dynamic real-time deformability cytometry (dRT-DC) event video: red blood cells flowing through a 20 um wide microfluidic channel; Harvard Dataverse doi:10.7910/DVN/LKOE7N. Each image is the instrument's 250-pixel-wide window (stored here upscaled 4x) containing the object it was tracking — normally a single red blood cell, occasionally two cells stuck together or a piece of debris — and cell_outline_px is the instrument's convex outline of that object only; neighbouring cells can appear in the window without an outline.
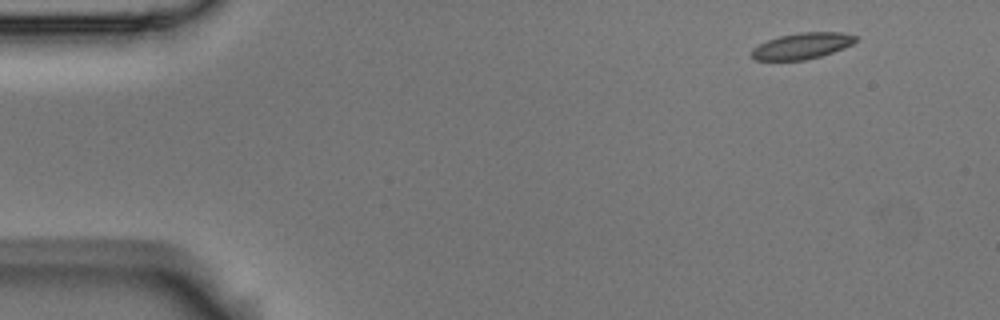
{"species": "Egyptian fruit bat (a non-hibernating species)", "species_latin": "Rousettus aegyptiacus", "temperature_condition": "room temperature", "stored_images_in_passage": 3, "camera_frame_rate_fps": 3000, "um_per_image_px": 0.085, "animal": {"sex": "male"}, "frame": {"image": 1, "passage_image": 1, "time_ms": 0.0, "image_size_px": [1000, 320], "cell_outline_px": [[856, 40], [852, 44], [844, 48], [820, 56], [804, 60], [756, 60], [752, 56], [752, 48], [768, 40], [780, 36], [800, 32], [844, 32], [856, 36]], "centroid_in_image_um": [68.19, 3.89], "position_along_channel_um": 16.8, "area_um2": 15.66}}